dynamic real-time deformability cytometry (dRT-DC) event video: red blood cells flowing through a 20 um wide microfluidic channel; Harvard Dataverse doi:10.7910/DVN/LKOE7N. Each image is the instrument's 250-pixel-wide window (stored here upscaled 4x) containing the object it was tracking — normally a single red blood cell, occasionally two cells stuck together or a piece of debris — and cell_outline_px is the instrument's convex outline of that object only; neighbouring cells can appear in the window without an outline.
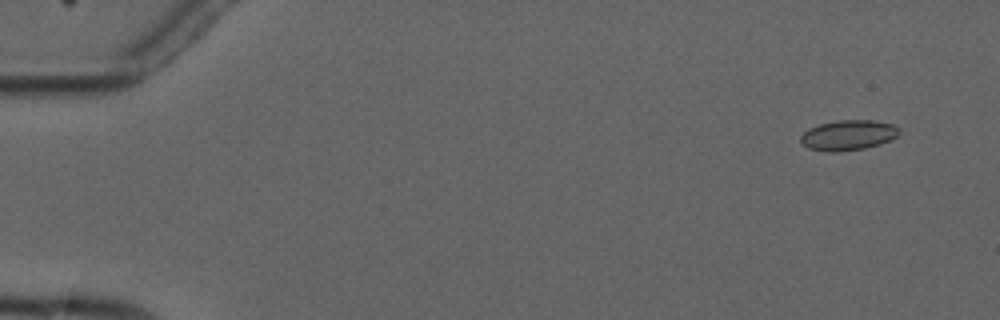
{"species": "common noctule bat (a hibernating species)", "species_latin": "Nyctalus noctula", "temperature_condition": "cold", "stored_images_in_passage": 2, "camera_frame_rate_fps": 3000, "um_per_image_px": 0.085, "animal": {"sex": "male", "forearm_length_mm": 52.5}, "frame": {"image": 1, "passage_image": 1, "time_ms": 0.0, "image_size_px": [1000, 320], "cell_outline_px": [[900, 132], [896, 136], [880, 144], [864, 148], [840, 152], [828, 152], [808, 148], [800, 140], [800, 136], [808, 128], [820, 124], [836, 120], [872, 120], [892, 124], [900, 128]], "centroid_in_image_um": [72.08, 11.49], "position_along_channel_um": 12.9, "area_um2": 17.34}}